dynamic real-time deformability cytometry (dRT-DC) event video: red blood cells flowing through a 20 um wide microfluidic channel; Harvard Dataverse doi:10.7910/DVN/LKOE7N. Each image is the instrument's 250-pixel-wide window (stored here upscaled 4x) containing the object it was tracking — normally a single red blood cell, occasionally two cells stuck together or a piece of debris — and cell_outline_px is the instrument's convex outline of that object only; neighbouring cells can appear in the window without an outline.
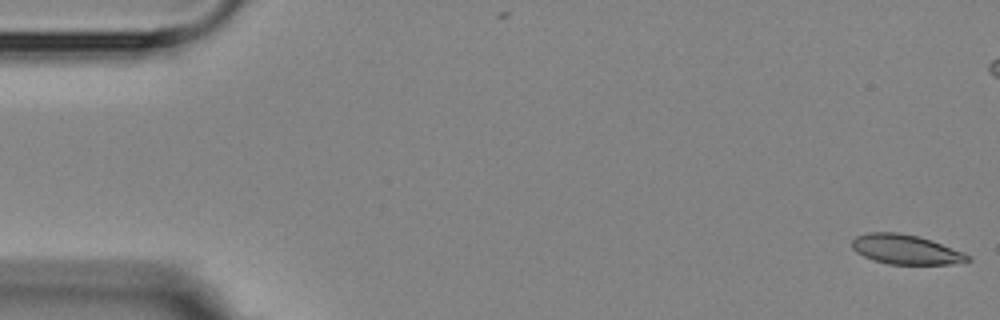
{"species": "Egyptian fruit bat (a non-hibernating species)", "species_latin": "Rousettus aegyptiacus", "temperature_condition": "room temperature", "stored_images_in_passage": 6, "camera_frame_rate_fps": 3000, "um_per_image_px": 0.085, "animal": {"sex": "female"}, "frame": {"image": 1, "passage_image": 1, "time_ms": 0.0, "image_size_px": [1000, 320], "cell_outline_px": [[972, 260], [952, 264], [888, 264], [864, 256], [856, 252], [852, 248], [852, 240], [856, 236], [868, 232], [896, 232], [920, 236], [932, 240], [964, 252], [972, 256]], "centroid_in_image_um": [77.02, 21.2], "position_along_channel_um": 8.0, "area_um2": 20.06}}